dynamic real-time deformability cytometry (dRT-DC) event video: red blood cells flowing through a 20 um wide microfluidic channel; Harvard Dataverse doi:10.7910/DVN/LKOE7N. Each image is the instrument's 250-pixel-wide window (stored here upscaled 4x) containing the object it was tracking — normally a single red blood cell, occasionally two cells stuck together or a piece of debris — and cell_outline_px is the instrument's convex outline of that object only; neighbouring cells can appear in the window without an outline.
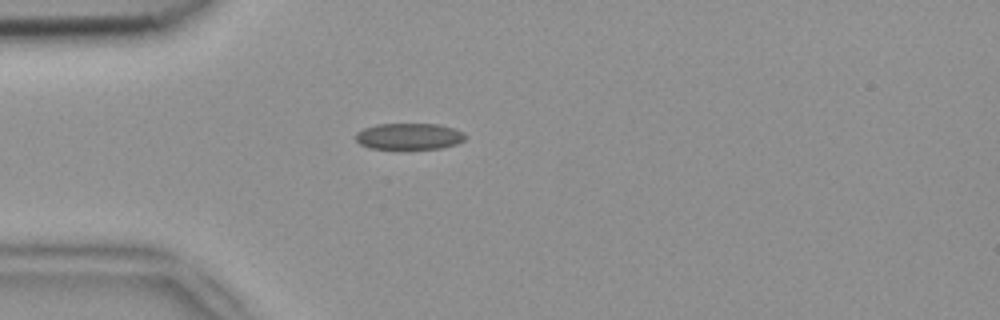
{"species": "common noctule bat (a hibernating species)", "species_latin": "Nyctalus noctula", "temperature_condition": "room temperature", "stored_images_in_passage": 2, "camera_frame_rate_fps": 3000, "um_per_image_px": 0.085, "animal": {"sex": "female", "body_mass_g": 18.4}, "frame": {"image": 1, "passage_image": 2, "time_ms": 0.333, "image_size_px": [1000, 320], "cell_outline_px": [[464, 140], [456, 144], [444, 148], [368, 148], [360, 144], [356, 140], [356, 132], [364, 128], [376, 124], [436, 124], [452, 128], [464, 132]], "centroid_in_image_um": [34.75, 11.58], "position_along_channel_um": 50.2, "area_um2": 16.65}}